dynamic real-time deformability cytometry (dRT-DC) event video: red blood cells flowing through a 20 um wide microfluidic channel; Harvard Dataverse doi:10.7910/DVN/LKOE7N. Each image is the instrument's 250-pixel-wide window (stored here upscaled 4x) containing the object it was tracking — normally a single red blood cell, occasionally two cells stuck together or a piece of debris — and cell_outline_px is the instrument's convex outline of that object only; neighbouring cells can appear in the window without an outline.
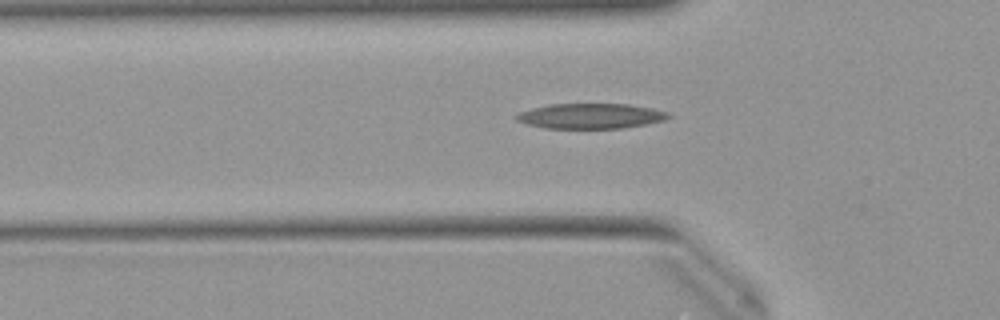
{"species": "Egyptian fruit bat (a non-hibernating species)", "species_latin": "Rousettus aegyptiacus", "temperature_condition": "warm", "stored_images_in_passage": 30, "camera_frame_rate_fps": 3000, "um_per_image_px": 0.085, "animal": {"sex": "female"}, "frame": {"image": 1, "passage_image": 2, "time_ms": 0.333, "image_size_px": [1000, 320], "cell_outline_px": [[672, 116], [664, 120], [644, 124], [620, 128], [544, 128], [528, 124], [516, 120], [512, 116], [520, 112], [532, 108], [548, 104], [628, 104], [652, 108], [668, 112]], "centroid_in_image_um": [50.17, 9.85], "position_along_channel_um": 75.6, "area_um2": 22.25}}
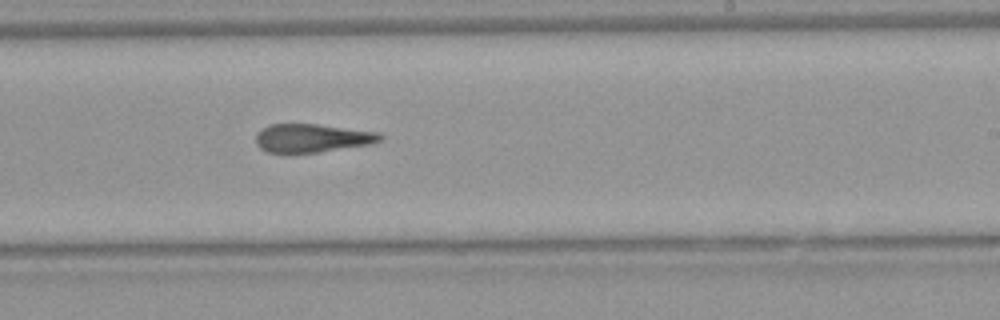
{"frame": {"image": 2, "passage_image": 16, "time_ms": 5.0, "image_size_px": [1000, 320], "cell_outline_px": [[384, 140], [372, 144], [316, 152], [268, 152], [260, 148], [256, 144], [256, 132], [268, 124], [316, 124], [380, 132], [384, 136]], "centroid_in_image_um": [26.56, 11.72], "position_along_channel_um": 262.4, "area_um2": 20.63}}
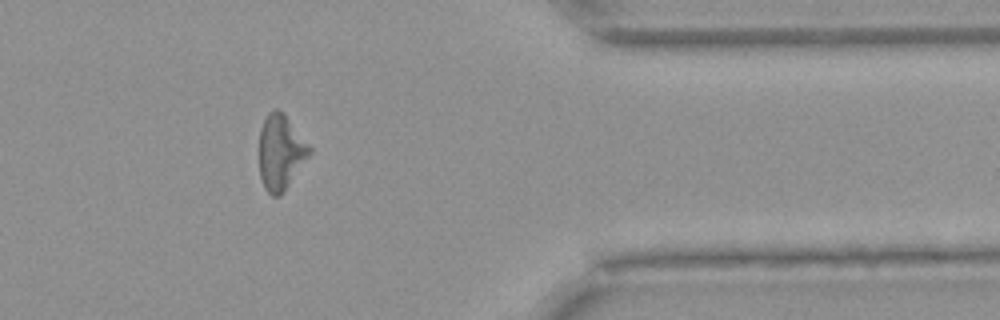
{"frame": {"image": 3, "passage_image": 27, "time_ms": 8.667, "image_size_px": [1000, 320], "cell_outline_px": [[312, 152], [284, 192], [280, 196], [272, 196], [264, 188], [260, 176], [260, 128], [268, 112], [272, 108], [280, 108], [284, 112], [312, 148]], "centroid_in_image_um": [23.87, 12.91], "position_along_channel_um": 387.5, "area_um2": 22.25}, "authors_computed_cell_mechanics": {"area_um2": 21.9351, "velocity_mm_per_s": 4.0034, "shape_relaxation_time_tau1_ms": null, "shape_relaxation_time_tau2_ms": 6.7363, "deformation_change_tau1": null, "deformation_change_tau2": 0.2332}}